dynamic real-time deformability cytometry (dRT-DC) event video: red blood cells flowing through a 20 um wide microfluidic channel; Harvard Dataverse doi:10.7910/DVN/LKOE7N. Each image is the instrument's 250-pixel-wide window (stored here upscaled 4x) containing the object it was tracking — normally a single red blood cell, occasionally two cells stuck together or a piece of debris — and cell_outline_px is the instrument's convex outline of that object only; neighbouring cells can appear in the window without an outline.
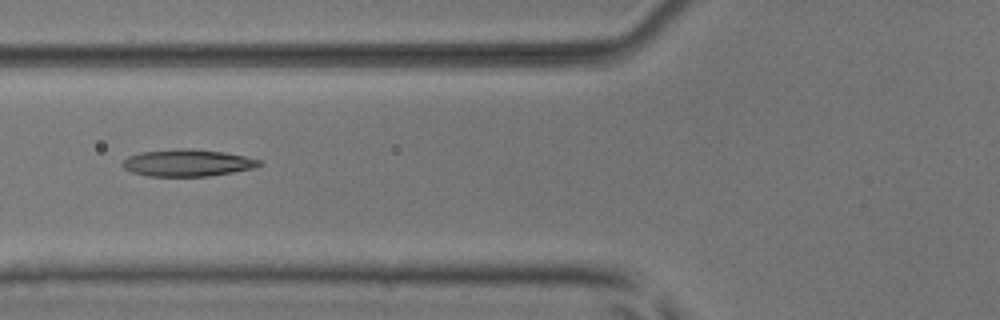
{"species": "common noctule bat (a hibernating species)", "species_latin": "Nyctalus noctula", "temperature_condition": "room temperature", "stored_images_in_passage": 5, "camera_frame_rate_fps": 3000, "um_per_image_px": 0.085, "animal": {"sex": "male", "body_mass_g": 17.9, "forearm_length_mm": 54.2}, "frame": {"image": 1, "passage_image": 5, "time_ms": 1.333, "image_size_px": [1000, 320], "cell_outline_px": [[264, 164], [252, 168], [232, 172], [208, 176], [148, 176], [132, 172], [124, 168], [120, 164], [128, 156], [140, 152], [176, 148], [192, 148], [224, 152], [244, 156], [260, 160]], "centroid_in_image_um": [15.91, 13.83], "position_along_channel_um": 109.9, "area_um2": 21.56}}